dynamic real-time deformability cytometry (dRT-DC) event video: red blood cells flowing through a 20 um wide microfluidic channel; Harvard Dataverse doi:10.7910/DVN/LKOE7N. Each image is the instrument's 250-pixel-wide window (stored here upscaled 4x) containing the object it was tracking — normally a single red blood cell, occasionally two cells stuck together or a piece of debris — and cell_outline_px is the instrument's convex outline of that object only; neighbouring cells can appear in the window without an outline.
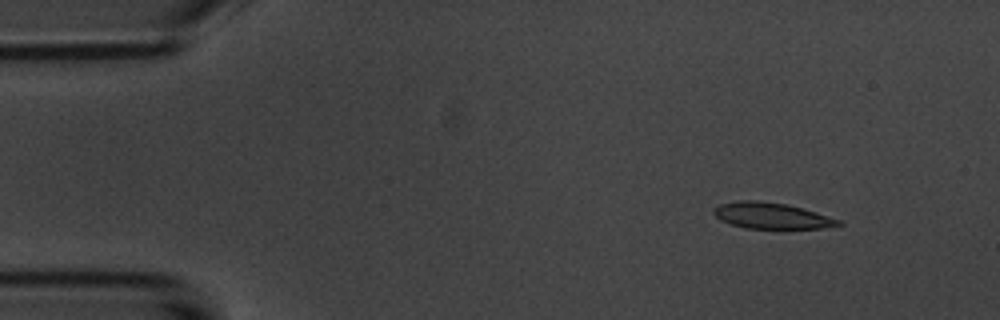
{"species": "common noctule bat (a hibernating species)", "species_latin": "Nyctalus noctula", "temperature_condition": "room temperature", "stored_images_in_passage": 9, "camera_frame_rate_fps": 3000, "um_per_image_px": 0.085, "animal": {"sex": "male", "body_mass_g": 20.1, "forearm_length_mm": 53.5}, "frame": {"image": 1, "passage_image": 2, "time_ms": 1.0, "image_size_px": [1000, 320], "cell_outline_px": [[844, 224], [820, 228], [744, 228], [720, 220], [712, 212], [712, 208], [720, 204], [740, 200], [760, 200], [788, 204], [804, 208], [840, 220]], "centroid_in_image_um": [65.55, 18.32], "position_along_channel_um": 19.4, "area_um2": 18.96}}
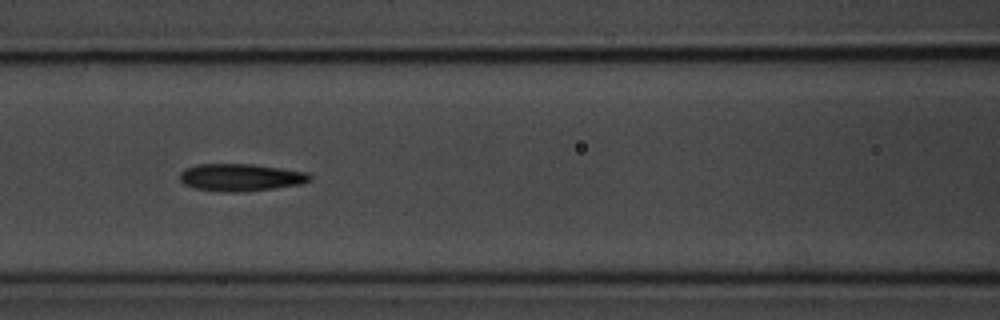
{"frame": {"image": 2, "passage_image": 7, "time_ms": 6.667, "image_size_px": [1000, 320], "cell_outline_px": [[312, 180], [300, 184], [272, 188], [236, 192], [224, 192], [196, 188], [184, 184], [180, 180], [180, 172], [188, 168], [200, 164], [252, 164], [308, 172], [312, 176]], "centroid_in_image_um": [20.48, 15.07], "position_along_channel_um": 146.1, "area_um2": 20.46}}
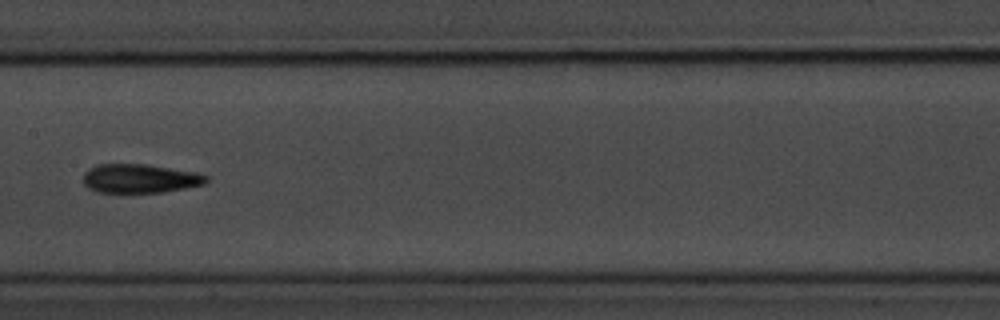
{"frame": {"image": 3, "passage_image": 8, "time_ms": 8.0, "image_size_px": [1000, 320], "cell_outline_px": [[208, 180], [204, 184], [164, 192], [120, 196], [96, 192], [88, 188], [84, 184], [84, 172], [88, 168], [96, 164], [144, 164], [196, 172], [208, 176]], "centroid_in_image_um": [11.81, 15.22], "position_along_channel_um": 195.6, "area_um2": 21.68}}